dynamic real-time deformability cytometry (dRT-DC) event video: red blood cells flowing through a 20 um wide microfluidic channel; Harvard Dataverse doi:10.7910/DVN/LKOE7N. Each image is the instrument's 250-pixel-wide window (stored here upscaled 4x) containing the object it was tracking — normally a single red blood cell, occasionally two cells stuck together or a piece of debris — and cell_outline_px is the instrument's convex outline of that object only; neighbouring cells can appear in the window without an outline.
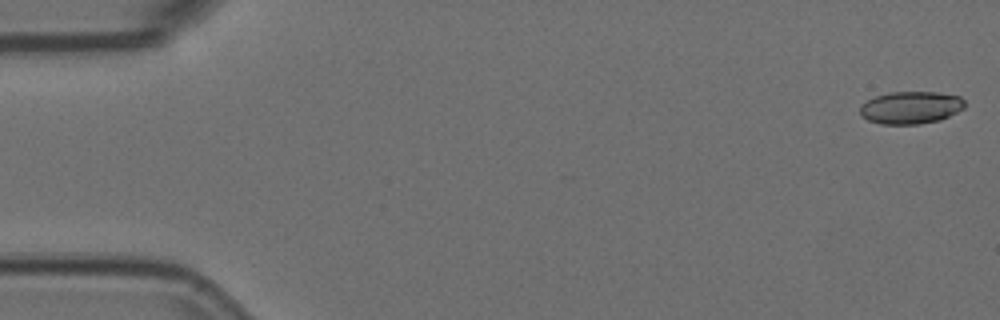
{"species": "Egyptian fruit bat (a non-hibernating species)", "species_latin": "Rousettus aegyptiacus", "temperature_condition": "room temperature", "stored_images_in_passage": 23, "camera_frame_rate_fps": 3000, "um_per_image_px": 0.085, "animal": {"sex": "female"}, "frame": {"image": 1, "passage_image": 1, "time_ms": 0.0, "image_size_px": [1000, 320], "cell_outline_px": [[964, 108], [940, 120], [920, 124], [880, 124], [868, 120], [860, 116], [860, 108], [868, 100], [876, 96], [892, 92], [940, 92], [960, 96], [964, 100]], "centroid_in_image_um": [77.43, 9.14], "position_along_channel_um": 7.6, "area_um2": 19.77}}
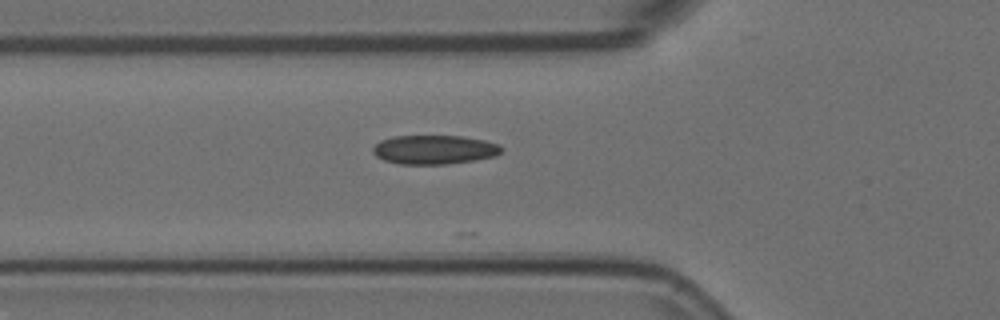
{"frame": {"image": 2, "passage_image": 19, "time_ms": 6.0, "image_size_px": [1000, 320], "cell_outline_px": [[500, 152], [496, 156], [476, 160], [448, 164], [400, 164], [384, 160], [376, 156], [372, 152], [372, 148], [380, 140], [392, 136], [460, 136], [484, 140], [500, 144]], "centroid_in_image_um": [36.89, 12.72], "position_along_channel_um": 88.9, "area_um2": 21.79}}
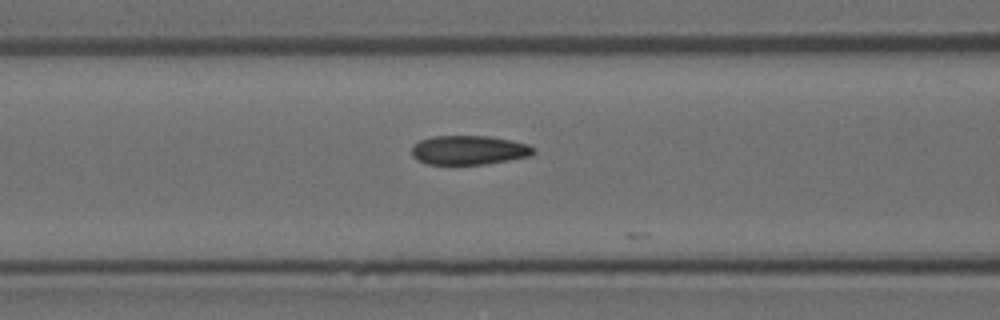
{"frame": {"image": 3, "passage_image": 22, "time_ms": 7.0, "image_size_px": [1000, 320], "cell_outline_px": [[536, 152], [532, 156], [484, 164], [428, 164], [416, 160], [412, 156], [412, 144], [420, 140], [432, 136], [488, 136], [512, 140], [528, 144], [536, 148]], "centroid_in_image_um": [39.87, 12.75], "position_along_channel_um": 126.7, "area_um2": 20.92}}